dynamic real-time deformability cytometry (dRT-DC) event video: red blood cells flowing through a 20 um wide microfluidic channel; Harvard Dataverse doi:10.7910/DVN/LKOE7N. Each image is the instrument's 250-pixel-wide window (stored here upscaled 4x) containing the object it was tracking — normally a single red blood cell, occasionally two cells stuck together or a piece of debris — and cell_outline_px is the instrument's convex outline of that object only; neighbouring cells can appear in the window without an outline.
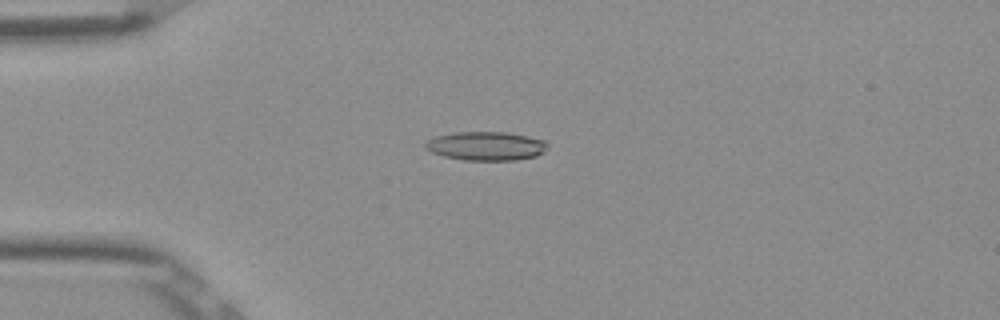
{"species": "Egyptian fruit bat (a non-hibernating species)", "species_latin": "Rousettus aegyptiacus", "temperature_condition": "room temperature", "stored_images_in_passage": 53, "camera_frame_rate_fps": 3000, "um_per_image_px": 0.085, "frame": {"image": 1, "passage_image": 14, "time_ms": 4.333, "image_size_px": [1000, 320], "cell_outline_px": [[548, 148], [544, 152], [536, 156], [516, 160], [464, 160], [444, 156], [432, 152], [424, 148], [424, 144], [428, 140], [436, 136], [456, 132], [508, 132], [528, 136], [544, 140], [548, 144]], "centroid_in_image_um": [41.34, 12.41], "position_along_channel_um": 43.7, "area_um2": 20.58}}
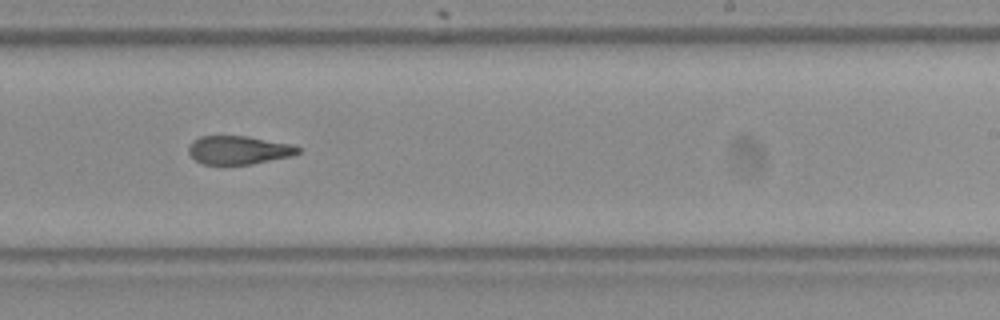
{"frame": {"image": 2, "passage_image": 33, "time_ms": 10.667, "image_size_px": [1000, 320], "cell_outline_px": [[300, 152], [292, 156], [252, 164], [220, 168], [200, 164], [188, 152], [188, 148], [192, 140], [200, 136], [248, 136], [292, 144], [300, 148]], "centroid_in_image_um": [20.24, 12.8], "position_along_channel_um": 268.8, "area_um2": 18.96}}
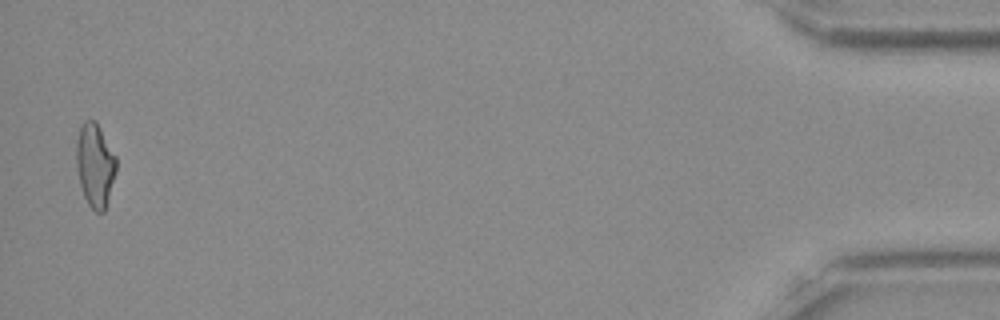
{"frame": {"image": 3, "passage_image": 52, "time_ms": 17.0, "image_size_px": [1000, 320], "cell_outline_px": [[116, 172], [104, 212], [96, 212], [88, 204], [84, 196], [80, 184], [76, 168], [76, 140], [80, 124], [84, 120], [96, 120], [116, 156]], "centroid_in_image_um": [8.06, 13.99], "position_along_channel_um": 427.1, "area_um2": 19.59}, "authors_computed_cell_mechanics": {"area_um2": 19.5364, "velocity_mm_per_s": 3.8993, "shape_relaxation_time_tau1_ms": 9.9512, "shape_relaxation_time_tau2_ms": 2.25, "deformation_change_tau1": 0.2518, "deformation_change_tau2": 0.1139}}